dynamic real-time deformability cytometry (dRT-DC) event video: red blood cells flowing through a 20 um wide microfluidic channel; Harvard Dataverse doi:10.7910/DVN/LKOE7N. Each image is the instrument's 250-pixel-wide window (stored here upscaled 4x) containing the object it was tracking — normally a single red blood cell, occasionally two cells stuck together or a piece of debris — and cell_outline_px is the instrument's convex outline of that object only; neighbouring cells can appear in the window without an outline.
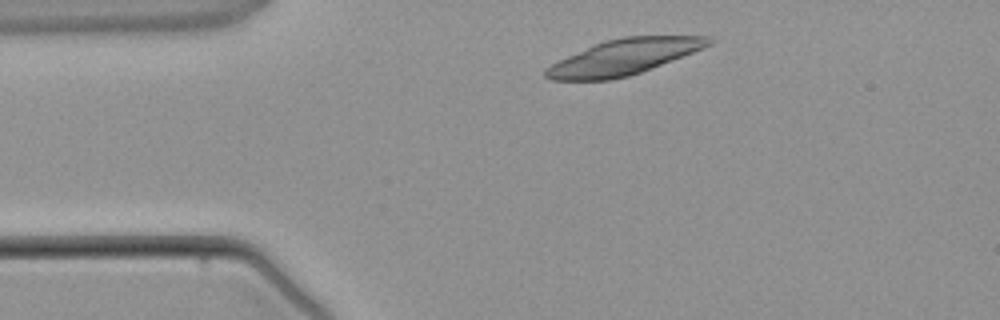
{"species": "common noctule bat (a hibernating species)", "species_latin": "Nyctalus noctula", "temperature_condition": "warm", "stored_images_in_passage": 2, "camera_frame_rate_fps": 3000, "um_per_image_px": 0.085, "animal": {"sex": "male", "body_mass_g": 21.5, "forearm_length_mm": 52.0}, "frame": {"image": 1, "passage_image": 1, "time_ms": 0.0, "image_size_px": [1000, 320], "cell_outline_px": [[712, 44], [704, 48], [652, 68], [628, 76], [612, 80], [548, 80], [544, 76], [544, 68], [592, 44], [604, 40], [624, 36], [708, 36], [712, 40]], "centroid_in_image_um": [53.0, 4.85], "position_along_channel_um": 32.0, "area_um2": 33.7}}